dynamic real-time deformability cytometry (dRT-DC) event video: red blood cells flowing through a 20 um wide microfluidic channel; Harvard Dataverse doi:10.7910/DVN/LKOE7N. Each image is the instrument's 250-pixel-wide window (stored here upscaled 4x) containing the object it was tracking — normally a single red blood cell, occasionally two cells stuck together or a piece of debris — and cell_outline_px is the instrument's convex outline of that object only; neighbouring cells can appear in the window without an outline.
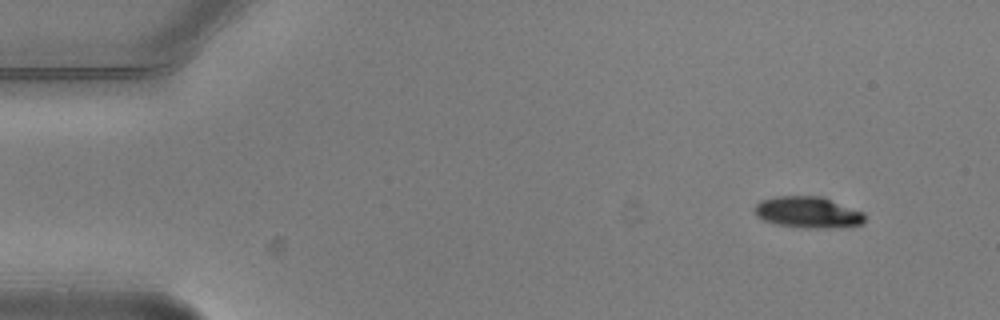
{"species": "common noctule bat (a hibernating species)", "species_latin": "Nyctalus noctula", "temperature_condition": "warm", "stored_images_in_passage": 5, "camera_frame_rate_fps": 3000, "um_per_image_px": 0.085, "animal": {"sex": "male", "body_mass_g": 20.5, "forearm_length_mm": 52.5}, "frame": {"image": 1, "passage_image": 1, "time_ms": 0.0, "image_size_px": [1000, 320], "cell_outline_px": [[864, 224], [824, 228], [804, 228], [776, 224], [764, 220], [756, 216], [756, 204], [760, 200], [776, 196], [824, 196], [864, 212]], "centroid_in_image_um": [68.69, 18.03], "position_along_channel_um": 16.3, "area_um2": 20.17}}
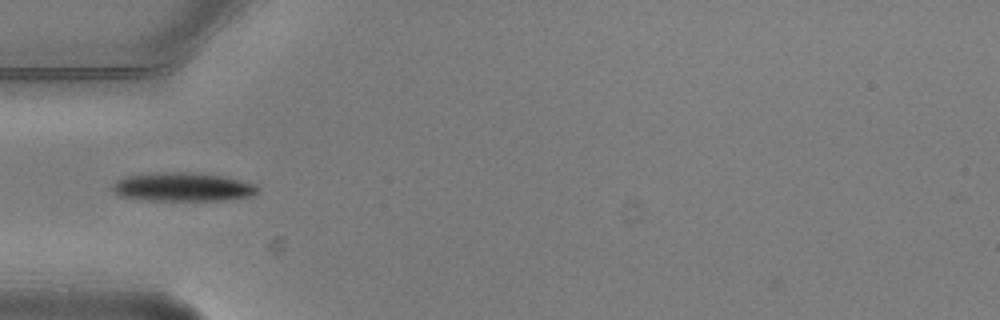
{"frame": {"image": 2, "passage_image": 4, "time_ms": 1.0, "image_size_px": [1000, 320], "cell_outline_px": [[260, 188], [252, 196], [220, 200], [148, 200], [120, 196], [112, 188], [112, 184], [116, 180], [128, 176], [152, 172], [196, 172], [220, 176], [252, 184]], "centroid_in_image_um": [15.48, 15.88], "position_along_channel_um": 69.5, "area_um2": 23.99}}
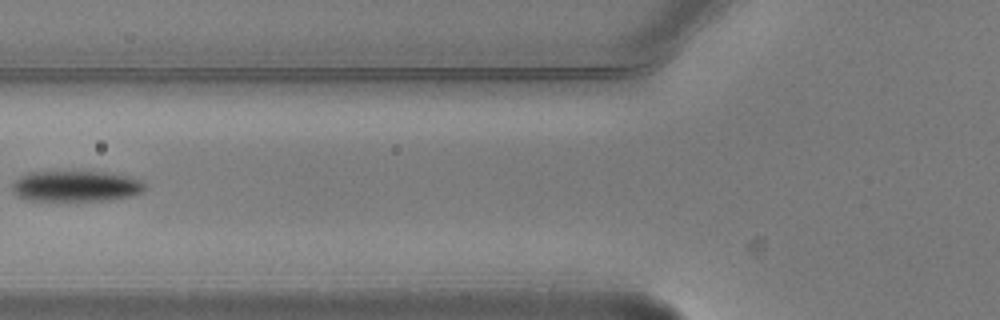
{"frame": {"image": 3, "passage_image": 5, "time_ms": 1.333, "image_size_px": [1000, 320], "cell_outline_px": [[144, 192], [132, 196], [108, 200], [28, 200], [16, 196], [12, 192], [12, 184], [20, 176], [28, 172], [104, 172], [128, 176], [140, 180], [144, 184]], "centroid_in_image_um": [6.44, 15.83], "position_along_channel_um": 119.4, "area_um2": 23.76}}